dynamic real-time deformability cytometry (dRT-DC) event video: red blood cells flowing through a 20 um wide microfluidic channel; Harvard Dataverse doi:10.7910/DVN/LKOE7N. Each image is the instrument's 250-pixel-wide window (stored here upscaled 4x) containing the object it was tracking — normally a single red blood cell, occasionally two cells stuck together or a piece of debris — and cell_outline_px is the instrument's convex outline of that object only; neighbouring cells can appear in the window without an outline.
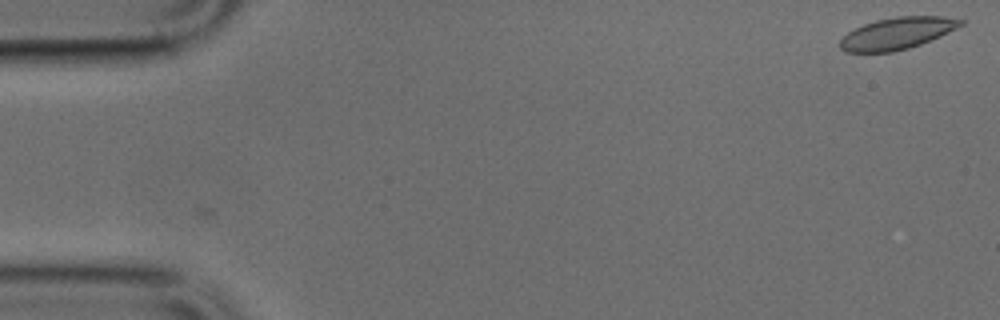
{"species": "common noctule bat (a hibernating species)", "species_latin": "Nyctalus noctula", "temperature_condition": "cold", "stored_images_in_passage": 2, "camera_frame_rate_fps": 3000, "um_per_image_px": 0.085, "animal": {"sex": "male", "body_mass_g": 17.9, "forearm_length_mm": 54.2}, "frame": {"image": 1, "passage_image": 2, "time_ms": 0.333, "image_size_px": [1000, 320], "cell_outline_px": [[964, 24], [940, 36], [920, 44], [908, 48], [892, 52], [844, 52], [840, 48], [840, 40], [848, 32], [864, 24], [876, 20], [896, 16], [944, 16], [964, 20]], "centroid_in_image_um": [76.25, 2.83], "position_along_channel_um": 8.7, "area_um2": 22.25}}